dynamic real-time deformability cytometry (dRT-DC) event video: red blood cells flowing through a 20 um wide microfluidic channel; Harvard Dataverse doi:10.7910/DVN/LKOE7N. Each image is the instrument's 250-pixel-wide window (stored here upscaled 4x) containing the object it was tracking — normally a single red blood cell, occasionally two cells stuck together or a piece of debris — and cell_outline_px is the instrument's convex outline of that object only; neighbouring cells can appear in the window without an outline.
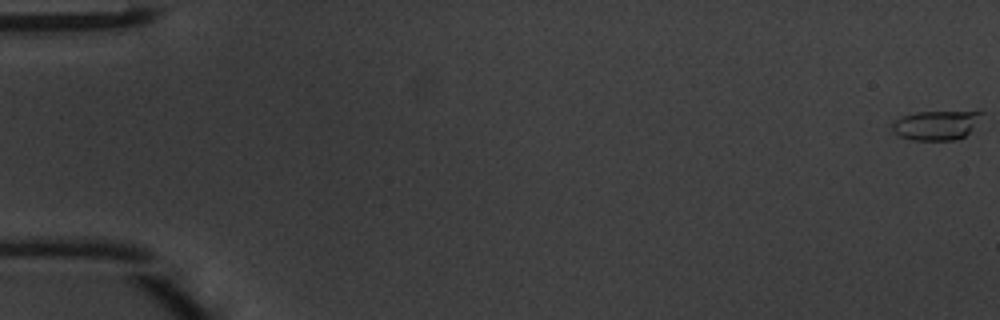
{"species": "common noctule bat (a hibernating species)", "species_latin": "Nyctalus noctula", "temperature_condition": "warm", "stored_images_in_passage": 49, "camera_frame_rate_fps": 3000, "um_per_image_px": 0.085, "animal": {"sex": "male", "body_mass_g": 20.1, "forearm_length_mm": 53.5}, "frame": {"image": 1, "passage_image": 1, "time_ms": 0.0, "image_size_px": [1000, 320], "cell_outline_px": [[984, 112], [968, 132], [964, 136], [956, 140], [912, 140], [900, 136], [892, 132], [892, 120], [916, 112]], "centroid_in_image_um": [79.49, 10.65], "position_along_channel_um": 5.5, "area_um2": 15.03}}
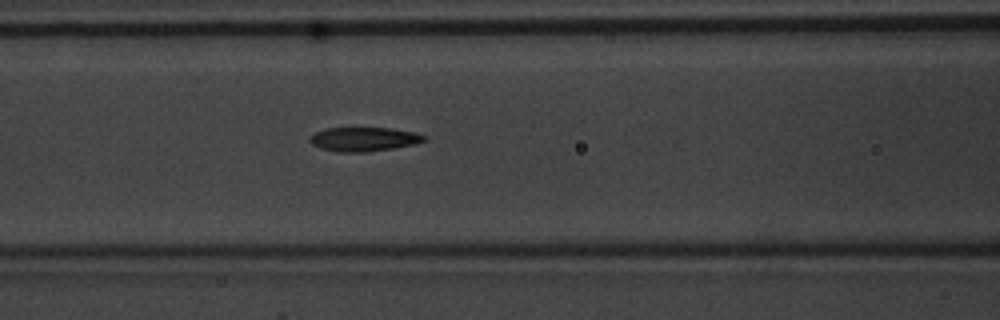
{"frame": {"image": 2, "passage_image": 22, "time_ms": 7.0, "image_size_px": [1000, 320], "cell_outline_px": [[428, 140], [416, 144], [368, 152], [336, 152], [320, 148], [312, 144], [308, 140], [308, 136], [324, 128], [392, 128], [412, 132], [424, 136]], "centroid_in_image_um": [30.88, 11.83], "position_along_channel_um": 135.7, "area_um2": 16.13}}
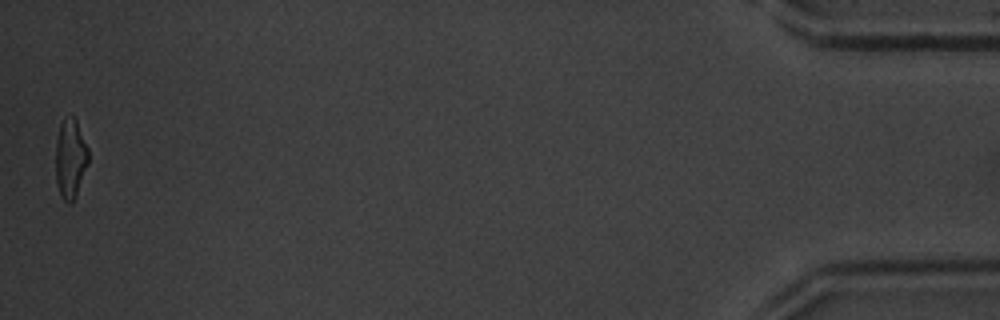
{"frame": {"image": 3, "passage_image": 49, "time_ms": 16.0, "image_size_px": [1000, 320], "cell_outline_px": [[88, 164], [76, 196], [72, 204], [68, 204], [60, 196], [56, 180], [56, 140], [60, 124], [64, 120], [72, 116], [76, 120], [88, 148]], "centroid_in_image_um": [5.98, 13.54], "position_along_channel_um": 429.2, "area_um2": 15.09}, "authors_computed_cell_mechanics": {"area_um2": 16.0106, "velocity_mm_per_s": 4.2564, "shape_relaxation_time_tau1_ms": 2.9715, "shape_relaxation_time_tau2_ms": 1.775, "deformation_change_tau1": 0.1886, "deformation_change_tau2": 0.1032}}